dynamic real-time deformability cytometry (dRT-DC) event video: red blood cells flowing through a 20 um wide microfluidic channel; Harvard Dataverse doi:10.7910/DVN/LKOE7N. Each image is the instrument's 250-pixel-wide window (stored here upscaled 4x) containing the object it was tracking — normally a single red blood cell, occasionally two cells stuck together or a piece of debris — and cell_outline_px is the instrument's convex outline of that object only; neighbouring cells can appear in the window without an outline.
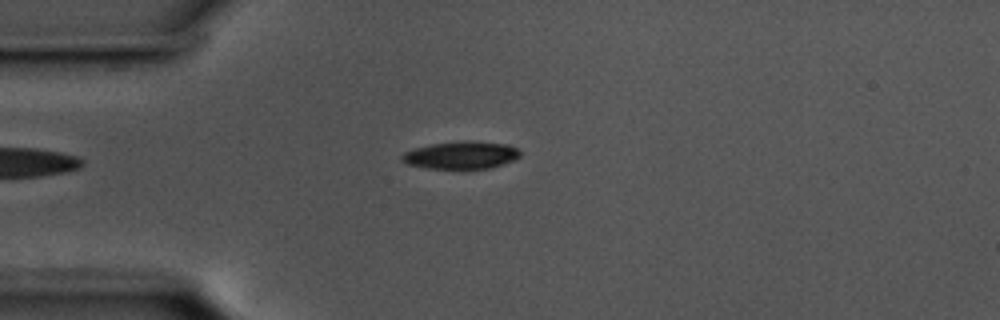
{"species": "common noctule bat (a hibernating species)", "species_latin": "Nyctalus noctula", "temperature_condition": "cold", "stored_images_in_passage": 43, "camera_frame_rate_fps": 3000, "um_per_image_px": 0.085, "animal": {"sex": "male", "body_mass_g": 17.5, "forearm_length_mm": 52.3}, "frame": {"image": 1, "passage_image": 1, "time_ms": 0.0, "image_size_px": [1000, 320], "cell_outline_px": [[520, 156], [512, 160], [492, 168], [428, 168], [408, 164], [400, 160], [400, 156], [404, 152], [416, 148], [432, 144], [508, 144], [516, 148], [520, 152]], "centroid_in_image_um": [39.15, 13.24], "position_along_channel_um": 45.9, "area_um2": 17.69}}
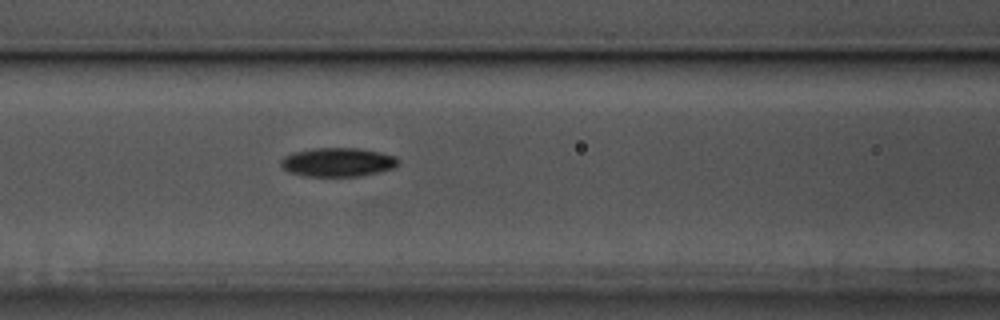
{"frame": {"image": 2, "passage_image": 10, "time_ms": 3.0, "image_size_px": [1000, 320], "cell_outline_px": [[400, 164], [396, 168], [380, 172], [360, 176], [304, 176], [288, 172], [280, 164], [280, 160], [284, 156], [296, 152], [312, 148], [360, 148], [380, 152], [396, 156], [400, 160]], "centroid_in_image_um": [28.77, 13.79], "position_along_channel_um": 137.8, "area_um2": 20.0}}
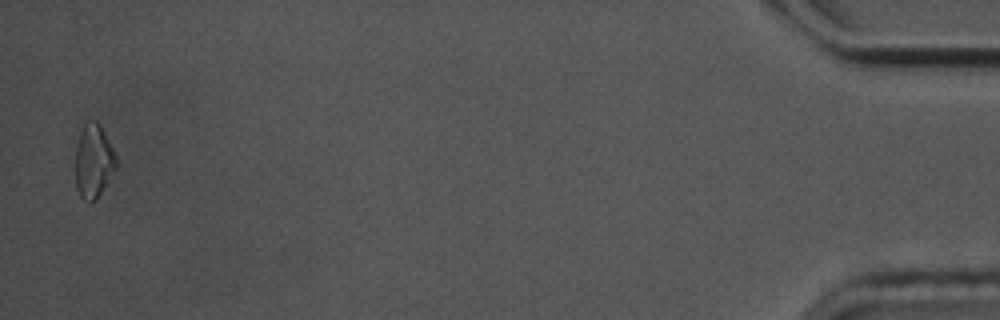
{"frame": {"image": 3, "passage_image": 42, "time_ms": 13.667, "image_size_px": [1000, 320], "cell_outline_px": [[116, 168], [96, 200], [88, 204], [80, 196], [76, 188], [76, 144], [84, 120], [96, 120], [100, 124], [116, 156]], "centroid_in_image_um": [7.93, 13.69], "position_along_channel_um": 427.3, "area_um2": 17.63}, "authors_computed_cell_mechanics": {"area_um2": 18.3804, "velocity_mm_per_s": 3.5849, "shape_relaxation_time_tau1_ms": 2.7153, "shape_relaxation_time_tau2_ms": null, "deformation_change_tau1": 0.0961, "deformation_change_tau2": null}}